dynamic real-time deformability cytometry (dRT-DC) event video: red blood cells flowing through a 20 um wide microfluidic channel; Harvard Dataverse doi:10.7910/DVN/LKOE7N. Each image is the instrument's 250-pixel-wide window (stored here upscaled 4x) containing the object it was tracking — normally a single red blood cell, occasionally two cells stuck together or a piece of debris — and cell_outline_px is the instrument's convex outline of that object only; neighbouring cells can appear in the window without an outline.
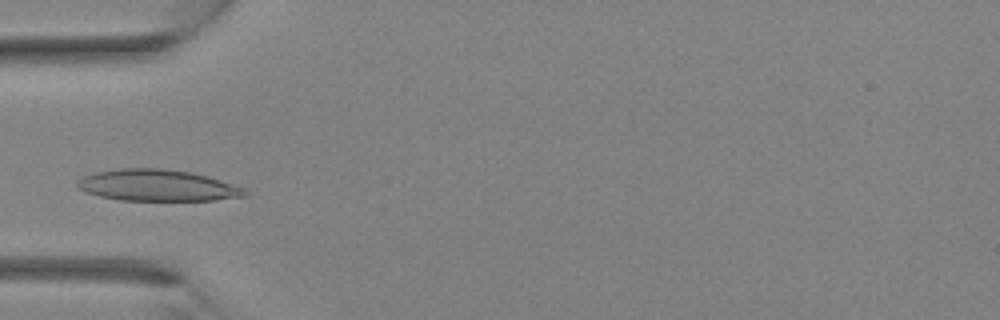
{"species": "Egyptian fruit bat (a non-hibernating species)", "species_latin": "Rousettus aegyptiacus", "temperature_condition": "room temperature", "stored_images_in_passage": 31, "camera_frame_rate_fps": 3000, "um_per_image_px": 0.085, "animal": {"sex": "female"}, "frame": {"image": 1, "passage_image": 8, "time_ms": 2.333, "image_size_px": [1000, 320], "cell_outline_px": [[248, 196], [212, 200], [120, 200], [100, 196], [84, 192], [76, 184], [84, 176], [96, 172], [120, 168], [160, 168], [192, 172], [208, 176], [244, 188], [248, 192]], "centroid_in_image_um": [13.4, 15.75], "position_along_channel_um": 71.6, "area_um2": 30.58}}
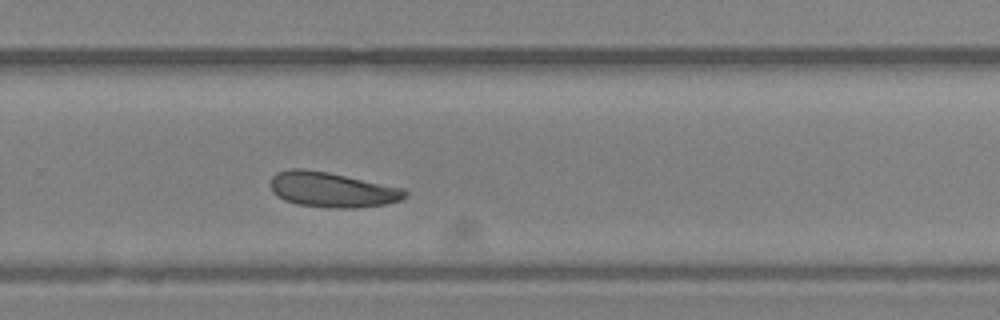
{"frame": {"image": 2, "passage_image": 20, "time_ms": 6.333, "image_size_px": [1000, 320], "cell_outline_px": [[408, 196], [400, 200], [384, 204], [356, 208], [332, 208], [296, 204], [284, 200], [276, 196], [272, 192], [268, 184], [272, 176], [276, 172], [288, 168], [304, 168], [328, 172], [404, 188], [408, 192]], "centroid_in_image_um": [28.17, 16.11], "position_along_channel_um": 301.6, "area_um2": 27.92}}
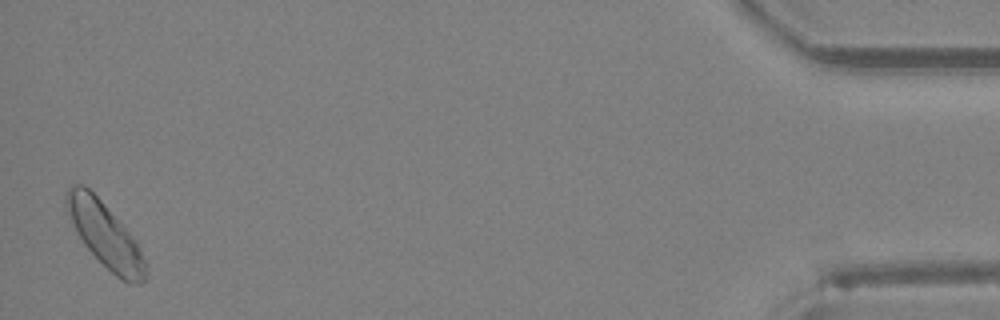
{"frame": {"image": 3, "passage_image": 31, "time_ms": 10.0, "image_size_px": [1000, 320], "cell_outline_px": [[144, 284], [128, 284], [116, 276], [84, 244], [76, 232], [68, 212], [64, 200], [68, 188], [72, 184], [84, 184], [100, 200], [136, 240], [140, 248], [144, 260]], "centroid_in_image_um": [8.91, 19.96], "position_along_channel_um": 426.3, "area_um2": 29.02}}